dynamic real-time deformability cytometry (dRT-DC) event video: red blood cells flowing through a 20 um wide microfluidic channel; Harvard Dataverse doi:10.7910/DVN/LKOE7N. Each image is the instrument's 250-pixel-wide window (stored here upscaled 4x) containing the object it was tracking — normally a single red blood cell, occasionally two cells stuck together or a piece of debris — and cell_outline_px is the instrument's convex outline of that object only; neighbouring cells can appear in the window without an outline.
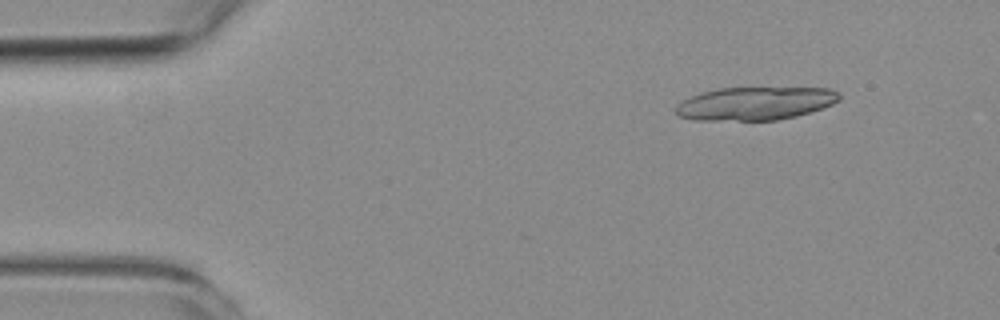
{"species": "common noctule bat (a hibernating species)", "species_latin": "Nyctalus noctula", "temperature_condition": "room temperature", "stored_images_in_passage": 3, "camera_frame_rate_fps": 3000, "um_per_image_px": 0.085, "animal": {"sex": "female", "body_mass_g": 19.3, "forearm_length_mm": 54.1}, "frame": {"image": 1, "passage_image": 3, "time_ms": 2.333, "image_size_px": [1000, 320], "cell_outline_px": [[840, 100], [832, 104], [796, 116], [776, 120], [696, 120], [680, 116], [676, 112], [676, 104], [700, 92], [716, 88], [832, 88], [840, 92]], "centroid_in_image_um": [64.2, 8.78], "position_along_channel_um": 20.8, "area_um2": 31.5}}